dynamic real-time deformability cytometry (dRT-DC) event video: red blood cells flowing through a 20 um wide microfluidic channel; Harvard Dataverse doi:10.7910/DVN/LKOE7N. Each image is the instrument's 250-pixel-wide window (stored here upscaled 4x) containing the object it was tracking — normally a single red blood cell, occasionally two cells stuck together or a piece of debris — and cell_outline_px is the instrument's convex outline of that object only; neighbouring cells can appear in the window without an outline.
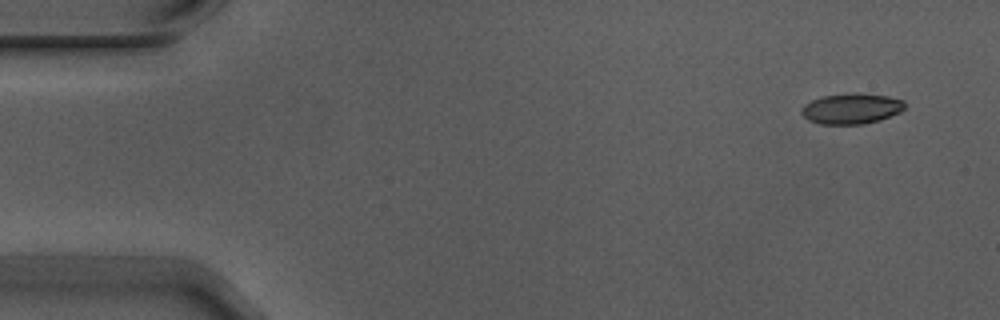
{"species": "Egyptian fruit bat (a non-hibernating species)", "species_latin": "Rousettus aegyptiacus", "temperature_condition": "warm", "stored_images_in_passage": 6, "camera_frame_rate_fps": 3000, "um_per_image_px": 0.085, "animal": {"sex": "male"}, "frame": {"image": 1, "passage_image": 1, "time_ms": 0.0, "image_size_px": [1000, 320], "cell_outline_px": [[904, 108], [900, 112], [880, 120], [864, 124], [820, 124], [808, 120], [800, 112], [804, 104], [820, 96], [852, 92], [856, 92], [888, 96], [904, 100]], "centroid_in_image_um": [72.36, 9.22], "position_along_channel_um": 12.6, "area_um2": 18.61}}
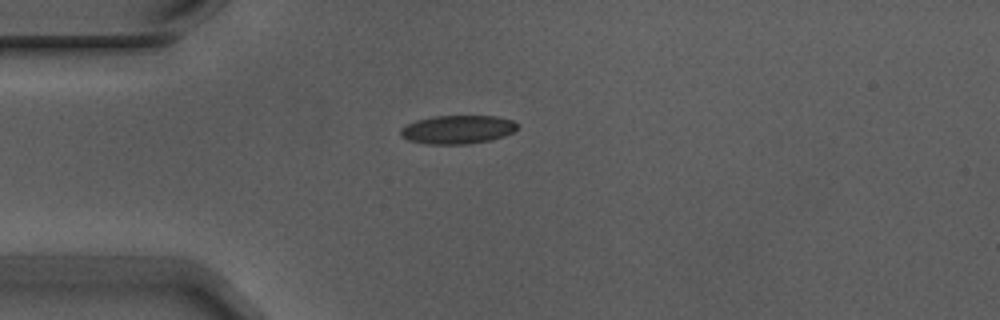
{"frame": {"image": 2, "passage_image": 4, "time_ms": 1.0, "image_size_px": [1000, 320], "cell_outline_px": [[516, 128], [512, 132], [504, 136], [492, 140], [468, 144], [428, 144], [408, 140], [400, 136], [400, 128], [416, 120], [432, 116], [496, 116], [512, 120], [516, 124]], "centroid_in_image_um": [38.86, 11.01], "position_along_channel_um": 46.1, "area_um2": 19.42}}